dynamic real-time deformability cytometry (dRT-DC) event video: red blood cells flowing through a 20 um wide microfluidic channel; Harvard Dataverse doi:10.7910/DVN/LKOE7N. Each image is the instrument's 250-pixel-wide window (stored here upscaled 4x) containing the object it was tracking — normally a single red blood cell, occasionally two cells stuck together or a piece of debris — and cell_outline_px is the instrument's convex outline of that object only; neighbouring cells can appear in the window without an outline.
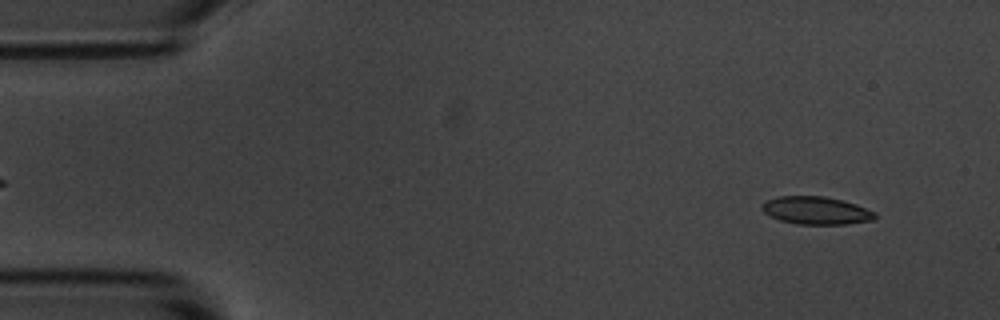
{"species": "common noctule bat (a hibernating species)", "species_latin": "Nyctalus noctula", "temperature_condition": "room temperature", "stored_images_in_passage": 55, "camera_frame_rate_fps": 3000, "um_per_image_px": 0.085, "animal": {"sex": "male", "body_mass_g": 20.1, "forearm_length_mm": 53.5}, "frame": {"image": 1, "passage_image": 4, "time_ms": 1.0, "image_size_px": [1000, 320], "cell_outline_px": [[876, 220], [844, 224], [796, 224], [780, 220], [764, 212], [760, 208], [760, 204], [764, 200], [776, 196], [824, 196], [844, 200], [856, 204], [876, 212]], "centroid_in_image_um": [69.36, 17.88], "position_along_channel_um": 15.6, "area_um2": 18.55}}
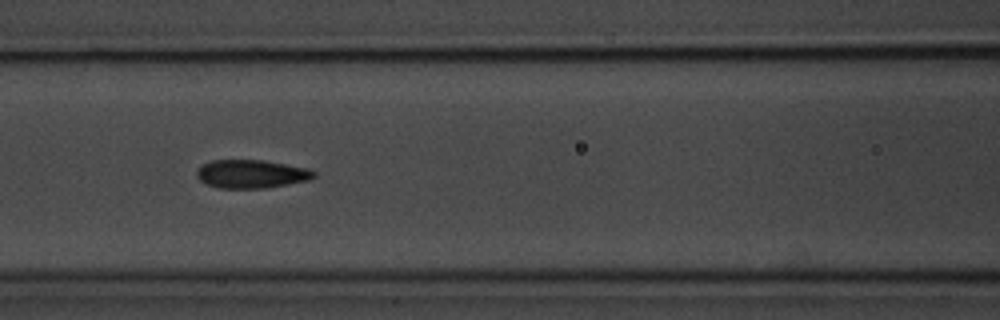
{"frame": {"image": 2, "passage_image": 23, "time_ms": 7.333, "image_size_px": [1000, 320], "cell_outline_px": [[316, 176], [308, 180], [288, 184], [264, 188], [220, 188], [204, 184], [196, 176], [196, 172], [204, 164], [212, 160], [264, 160], [308, 168], [316, 172]], "centroid_in_image_um": [21.37, 14.79], "position_along_channel_um": 145.2, "area_um2": 19.36}}
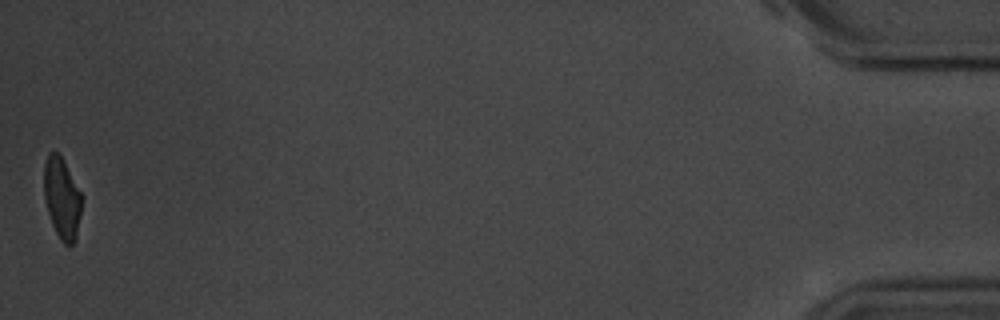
{"frame": {"image": 3, "passage_image": 55, "time_ms": 18.0, "image_size_px": [1000, 320], "cell_outline_px": [[80, 212], [76, 240], [72, 244], [64, 244], [60, 240], [52, 224], [44, 200], [44, 164], [48, 152], [56, 152], [60, 156], [80, 192]], "centroid_in_image_um": [5.23, 16.87], "position_along_channel_um": 430.0, "area_um2": 17.34}, "authors_computed_cell_mechanics": {"area_um2": 19.0162, "velocity_mm_per_s": 3.5782, "shape_relaxation_time_tau1_ms": 3.3559, "shape_relaxation_time_tau2_ms": 1.7256, "deformation_change_tau1": 0.1377, "deformation_change_tau2": 0.09}}